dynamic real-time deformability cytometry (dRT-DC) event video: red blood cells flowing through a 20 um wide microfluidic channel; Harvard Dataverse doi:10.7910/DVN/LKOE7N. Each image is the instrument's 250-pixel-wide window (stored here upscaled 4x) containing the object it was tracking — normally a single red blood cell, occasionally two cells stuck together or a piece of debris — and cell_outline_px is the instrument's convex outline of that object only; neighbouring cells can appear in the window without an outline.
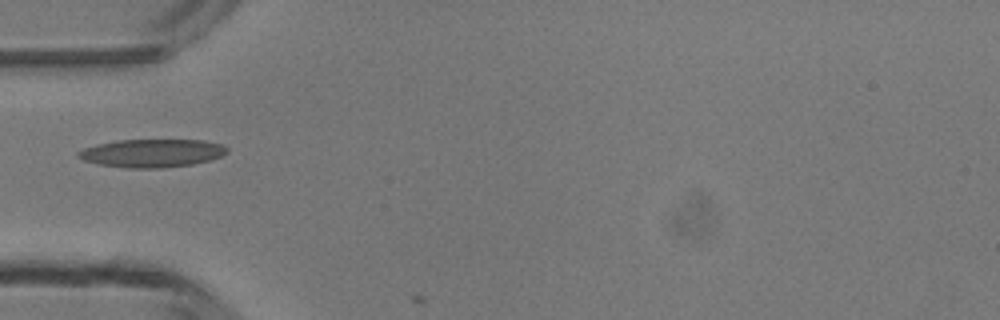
{"species": "common noctule bat (a hibernating species)", "species_latin": "Nyctalus noctula", "temperature_condition": "room temperature", "stored_images_in_passage": 5, "camera_frame_rate_fps": 3000, "um_per_image_px": 0.085, "animal": {"sex": "male", "body_mass_g": 13.3}, "frame": {"image": 1, "passage_image": 4, "time_ms": 4.333, "image_size_px": [1000, 320], "cell_outline_px": [[228, 152], [220, 156], [208, 160], [192, 164], [160, 168], [128, 168], [100, 164], [84, 160], [76, 156], [76, 152], [84, 148], [96, 144], [116, 140], [204, 140], [224, 144], [228, 148]], "centroid_in_image_um": [12.91, 13.0], "position_along_channel_um": 72.1, "area_um2": 24.39}}